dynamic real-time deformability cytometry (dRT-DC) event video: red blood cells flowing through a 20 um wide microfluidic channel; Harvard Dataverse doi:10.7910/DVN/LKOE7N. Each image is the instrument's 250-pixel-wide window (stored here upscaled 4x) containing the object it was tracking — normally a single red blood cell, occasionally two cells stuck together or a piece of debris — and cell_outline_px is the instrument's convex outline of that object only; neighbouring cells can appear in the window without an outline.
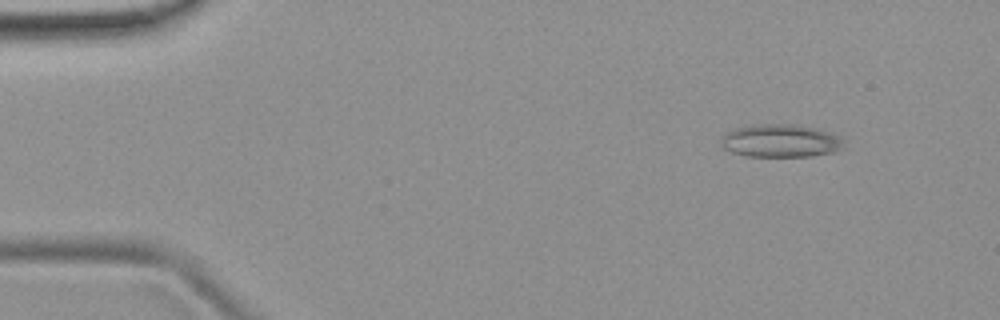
{"species": "common noctule bat (a hibernating species)", "species_latin": "Nyctalus noctula", "temperature_condition": "room temperature", "stored_images_in_passage": 46, "camera_frame_rate_fps": 3000, "um_per_image_px": 0.085, "animal": {"sex": "female", "body_mass_g": 19.9}, "frame": {"image": 1, "passage_image": 1, "time_ms": 0.0, "image_size_px": [1000, 320], "cell_outline_px": [[844, 148], [832, 152], [808, 156], [748, 156], [732, 152], [720, 148], [720, 144], [724, 136], [732, 128], [756, 124], [792, 124], [820, 128], [844, 140]], "centroid_in_image_um": [66.33, 11.96], "position_along_channel_um": 18.7, "area_um2": 23.64}}
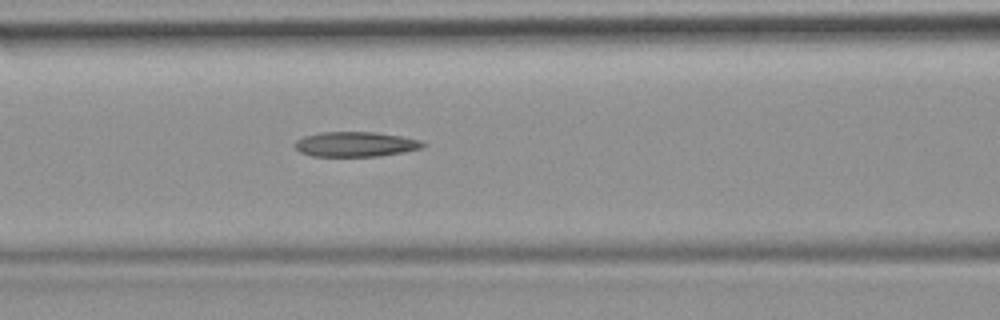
{"frame": {"image": 2, "passage_image": 17, "time_ms": 5.333, "image_size_px": [1000, 320], "cell_outline_px": [[428, 144], [424, 148], [404, 152], [376, 156], [312, 156], [300, 152], [296, 148], [296, 140], [304, 136], [320, 132], [376, 132], [400, 136], [420, 140]], "centroid_in_image_um": [30.26, 12.26], "position_along_channel_um": 136.3, "area_um2": 18.61}}
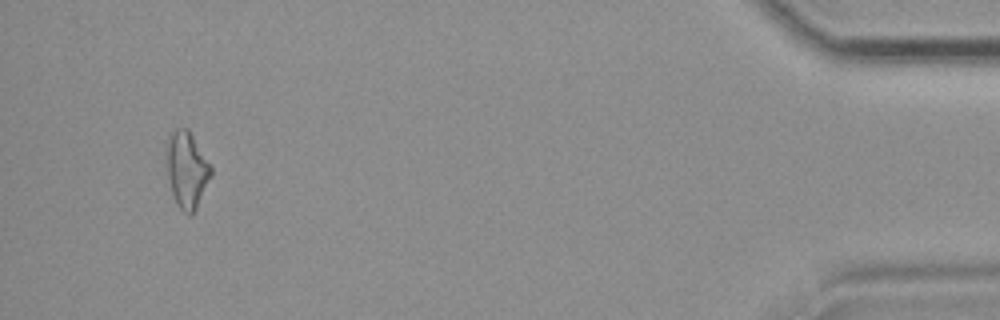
{"frame": {"image": 3, "passage_image": 44, "time_ms": 14.333, "image_size_px": [1000, 320], "cell_outline_px": [[212, 176], [196, 208], [188, 216], [176, 204], [164, 168], [164, 148], [168, 132], [176, 128], [188, 128], [212, 164]], "centroid_in_image_um": [15.83, 14.35], "position_along_channel_um": 419.4, "area_um2": 20.81}, "authors_computed_cell_mechanics": {"area_um2": 18.9584, "velocity_mm_per_s": 3.9568, "shape_relaxation_time_tau1_ms": null, "shape_relaxation_time_tau2_ms": 5.6923, "deformation_change_tau1": null, "deformation_change_tau2": 0.1753}}